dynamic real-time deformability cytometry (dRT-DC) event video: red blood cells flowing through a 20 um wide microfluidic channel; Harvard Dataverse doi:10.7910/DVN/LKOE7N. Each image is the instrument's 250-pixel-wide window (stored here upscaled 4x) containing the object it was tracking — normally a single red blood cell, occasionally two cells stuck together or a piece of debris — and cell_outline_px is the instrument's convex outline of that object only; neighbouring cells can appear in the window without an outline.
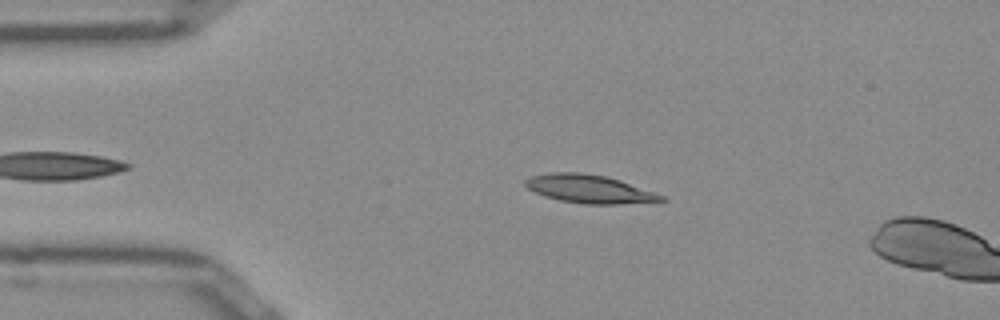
{"species": "Egyptian fruit bat (a non-hibernating species)", "species_latin": "Rousettus aegyptiacus", "temperature_condition": "room temperature", "stored_images_in_passage": 12, "camera_frame_rate_fps": 3000, "um_per_image_px": 0.085, "frame": {"image": 1, "passage_image": 9, "time_ms": 2.667, "image_size_px": [1000, 320], "cell_outline_px": [[668, 200], [620, 204], [584, 204], [560, 200], [544, 196], [528, 188], [524, 184], [524, 180], [532, 176], [548, 172], [580, 172], [604, 176], [620, 180], [664, 196]], "centroid_in_image_um": [50.06, 16.06], "position_along_channel_um": 34.9, "area_um2": 22.2}}